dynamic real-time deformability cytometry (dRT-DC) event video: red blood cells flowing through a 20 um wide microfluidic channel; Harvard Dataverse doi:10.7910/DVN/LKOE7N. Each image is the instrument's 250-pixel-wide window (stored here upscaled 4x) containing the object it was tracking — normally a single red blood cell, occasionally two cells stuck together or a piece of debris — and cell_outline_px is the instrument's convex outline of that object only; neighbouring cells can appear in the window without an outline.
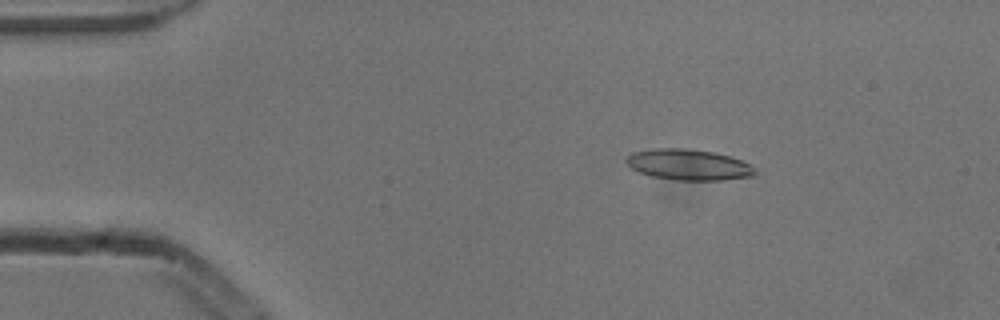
{"species": "common noctule bat (a hibernating species)", "species_latin": "Nyctalus noctula", "temperature_condition": "cold", "stored_images_in_passage": 4, "camera_frame_rate_fps": 3000, "um_per_image_px": 0.085, "animal": {"sex": "male", "body_mass_g": 13.3}, "frame": {"image": 1, "passage_image": 2, "time_ms": 0.333, "image_size_px": [1000, 320], "cell_outline_px": [[756, 176], [724, 180], [676, 180], [652, 176], [640, 172], [632, 168], [624, 160], [632, 152], [652, 148], [684, 148], [716, 152], [740, 160], [748, 164], [756, 172]], "centroid_in_image_um": [58.51, 13.99], "position_along_channel_um": 26.5, "area_um2": 23.12}}